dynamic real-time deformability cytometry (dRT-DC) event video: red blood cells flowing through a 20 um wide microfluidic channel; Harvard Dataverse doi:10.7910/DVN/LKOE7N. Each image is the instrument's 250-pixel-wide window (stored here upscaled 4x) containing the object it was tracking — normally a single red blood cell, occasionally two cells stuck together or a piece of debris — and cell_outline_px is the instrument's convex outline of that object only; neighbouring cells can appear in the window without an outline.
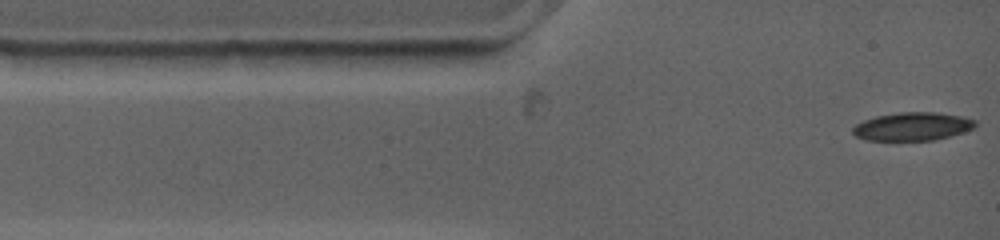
{"species": "common noctule bat (a hibernating species)", "species_latin": "Nyctalus noctula", "temperature_condition": "warm", "stored_images_in_passage": 41, "camera_frame_rate_fps": 4500, "um_per_image_px": 0.085, "animal": {"sex": "female", "body_mass_g": 19.0, "forearm_length_mm": 53.3}, "frame": {"image": 1, "passage_image": 1, "time_ms": 0.0, "image_size_px": [1000, 240], "cell_outline_px": [[976, 124], [972, 128], [948, 136], [932, 140], [864, 140], [856, 136], [852, 132], [852, 128], [856, 124], [864, 120], [876, 116], [900, 112], [936, 112], [964, 116], [976, 120]], "centroid_in_image_um": [77.53, 10.74], "position_along_channel_um": 7.5, "area_um2": 20.0}}
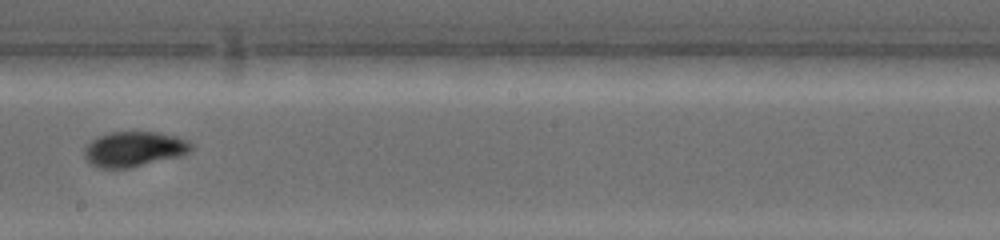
{"frame": {"image": 2, "passage_image": 18, "time_ms": 7.111, "image_size_px": [1000, 240], "cell_outline_px": [[192, 148], [188, 152], [180, 156], [128, 168], [100, 168], [92, 164], [84, 156], [84, 148], [92, 140], [100, 136], [112, 132], [156, 132], [176, 136], [188, 140], [192, 144]], "centroid_in_image_um": [11.4, 12.67], "position_along_channel_um": 236.8, "area_um2": 21.62}}
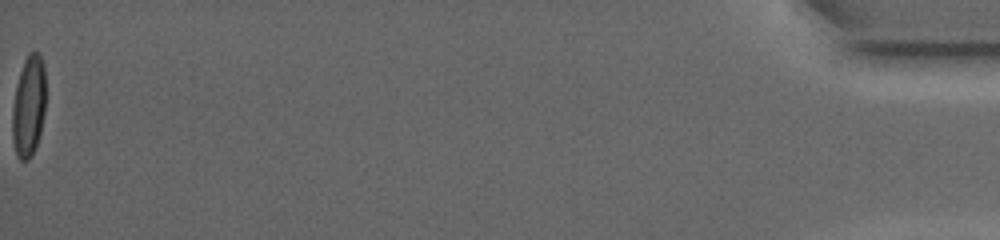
{"frame": {"image": 3, "passage_image": 41, "time_ms": 17.111, "image_size_px": [1000, 240], "cell_outline_px": [[44, 112], [40, 132], [36, 148], [32, 156], [28, 160], [20, 160], [16, 156], [12, 140], [12, 108], [16, 88], [20, 72], [24, 60], [28, 52], [40, 52], [44, 64]], "centroid_in_image_um": [2.42, 9.05], "position_along_channel_um": 432.8, "area_um2": 19.77}, "authors_computed_cell_mechanics": {"area_um2": 20.4034, "velocity_mm_per_s": 3.7793, "shape_relaxation_time_tau1_ms": 3.6821, "shape_relaxation_time_tau2_ms": 1.4284, "deformation_change_tau1": 0.1441, "deformation_change_tau2": 0.0387}}